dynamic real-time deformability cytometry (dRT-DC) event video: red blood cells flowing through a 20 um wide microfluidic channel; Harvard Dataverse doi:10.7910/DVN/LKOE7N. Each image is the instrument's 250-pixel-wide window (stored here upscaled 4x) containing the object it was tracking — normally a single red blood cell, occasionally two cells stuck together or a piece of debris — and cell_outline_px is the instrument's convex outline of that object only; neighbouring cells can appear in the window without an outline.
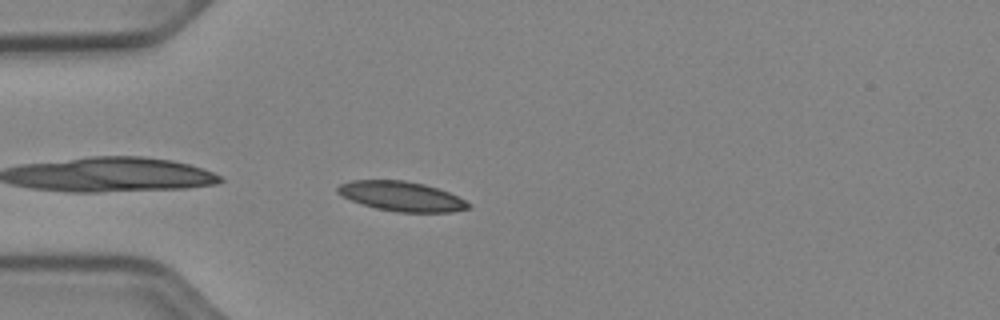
{"species": "Egyptian fruit bat (a non-hibernating species)", "species_latin": "Rousettus aegyptiacus", "temperature_condition": "cold", "stored_images_in_passage": 39, "camera_frame_rate_fps": 3000, "um_per_image_px": 0.085, "animal": {"sex": "female"}, "frame": {"image": 1, "passage_image": 2, "time_ms": 0.333, "image_size_px": [1000, 320], "cell_outline_px": [[472, 204], [468, 208], [452, 212], [396, 212], [376, 208], [352, 200], [336, 192], [336, 188], [340, 184], [352, 180], [404, 180], [424, 184], [448, 192]], "centroid_in_image_um": [34.13, 16.68], "position_along_channel_um": 50.9, "area_um2": 22.37}}
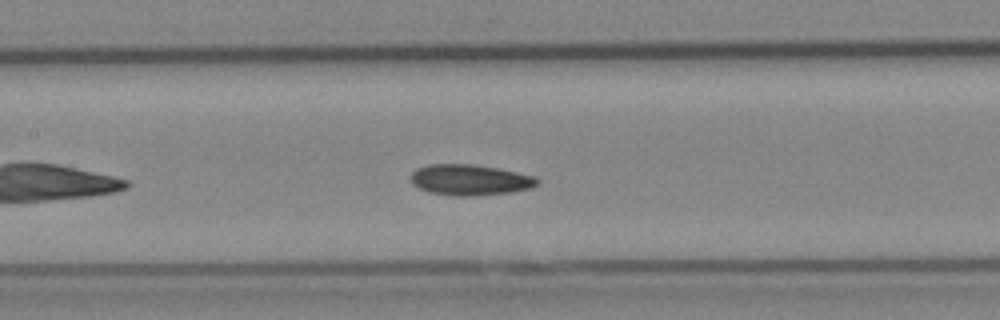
{"frame": {"image": 2, "passage_image": 12, "time_ms": 3.667, "image_size_px": [1000, 320], "cell_outline_px": [[540, 180], [532, 188], [512, 192], [472, 196], [452, 196], [428, 192], [412, 184], [412, 172], [416, 168], [428, 164], [472, 164], [496, 168], [536, 176]], "centroid_in_image_um": [39.95, 15.29], "position_along_channel_um": 167.5, "area_um2": 22.77}}
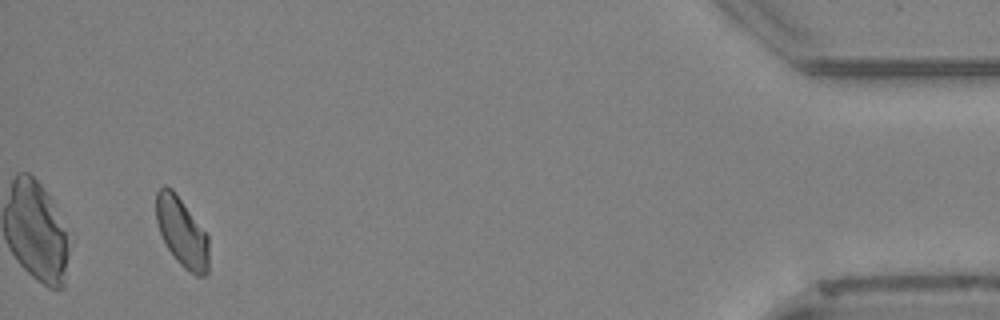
{"frame": {"image": 3, "passage_image": 37, "time_ms": 12.0, "image_size_px": [1000, 320], "cell_outline_px": [[208, 272], [204, 276], [196, 276], [184, 268], [176, 260], [168, 248], [160, 232], [156, 220], [156, 192], [164, 184], [172, 188], [208, 236]], "centroid_in_image_um": [15.45, 19.74], "position_along_channel_um": 419.7, "area_um2": 21.04}, "authors_computed_cell_mechanics": {"area_um2": 21.964, "velocity_mm_per_s": 3.8924, "shape_relaxation_time_tau1_ms": 3.8591, "shape_relaxation_time_tau2_ms": 7.2325, "deformation_change_tau1": 0.0809, "deformation_change_tau2": 0.1216}}